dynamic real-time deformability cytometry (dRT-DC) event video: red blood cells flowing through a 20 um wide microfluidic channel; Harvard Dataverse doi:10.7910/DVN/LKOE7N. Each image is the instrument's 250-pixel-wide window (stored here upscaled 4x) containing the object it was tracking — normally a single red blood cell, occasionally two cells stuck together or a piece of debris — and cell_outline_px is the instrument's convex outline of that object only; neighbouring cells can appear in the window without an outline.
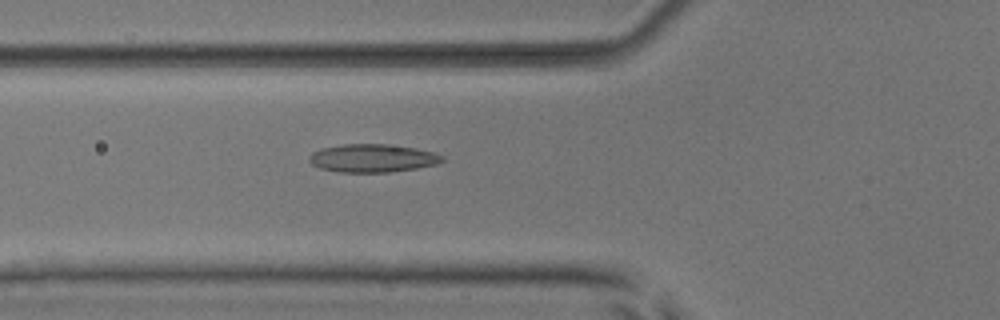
{"species": "common noctule bat (a hibernating species)", "species_latin": "Nyctalus noctula", "temperature_condition": "room temperature", "stored_images_in_passage": 48, "camera_frame_rate_fps": 3000, "um_per_image_px": 0.085, "animal": {"sex": "male", "body_mass_g": 17.9, "forearm_length_mm": 54.2}, "frame": {"image": 1, "passage_image": 15, "time_ms": 4.667, "image_size_px": [1000, 320], "cell_outline_px": [[444, 160], [436, 164], [416, 168], [388, 172], [336, 172], [320, 168], [312, 164], [308, 160], [308, 156], [312, 152], [320, 148], [344, 144], [388, 144], [416, 148], [436, 152], [444, 156]], "centroid_in_image_um": [31.65, 13.44], "position_along_channel_um": 94.1, "area_um2": 21.96}}
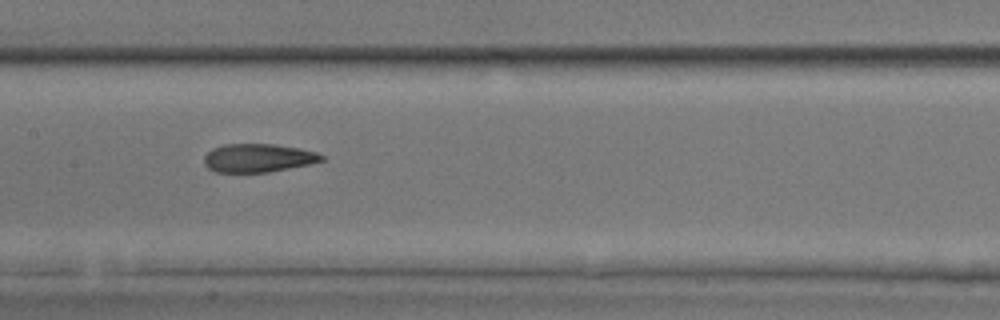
{"frame": {"image": 2, "passage_image": 22, "time_ms": 7.0, "image_size_px": [1000, 320], "cell_outline_px": [[324, 160], [312, 164], [268, 172], [216, 172], [208, 168], [204, 164], [204, 156], [212, 148], [224, 144], [272, 144], [300, 148], [316, 152], [324, 156]], "centroid_in_image_um": [21.95, 13.43], "position_along_channel_um": 185.5, "area_um2": 19.54}}
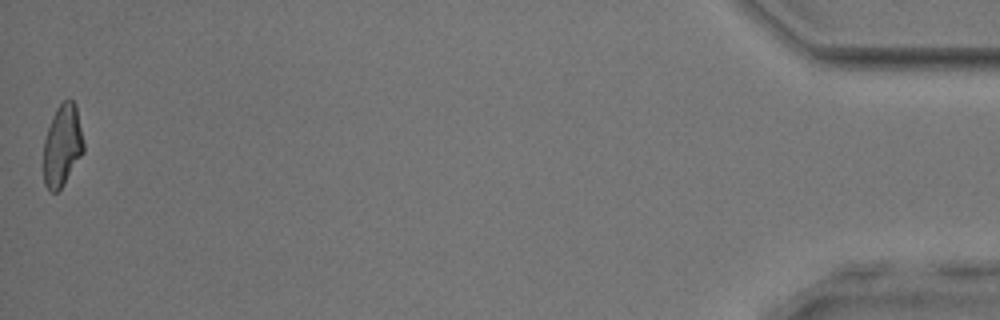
{"frame": {"image": 3, "passage_image": 48, "time_ms": 15.667, "image_size_px": [1000, 320], "cell_outline_px": [[84, 152], [64, 184], [56, 192], [52, 192], [44, 184], [44, 140], [52, 116], [56, 108], [68, 96], [76, 104], [84, 144]], "centroid_in_image_um": [5.31, 12.33], "position_along_channel_um": 429.9, "area_um2": 19.13}, "authors_computed_cell_mechanics": {"area_um2": 20.0566, "velocity_mm_per_s": 3.9136, "shape_relaxation_time_tau1_ms": 9.5808, "shape_relaxation_time_tau2_ms": 2.3795, "deformation_change_tau1": 0.2047, "deformation_change_tau2": 0.0996}}